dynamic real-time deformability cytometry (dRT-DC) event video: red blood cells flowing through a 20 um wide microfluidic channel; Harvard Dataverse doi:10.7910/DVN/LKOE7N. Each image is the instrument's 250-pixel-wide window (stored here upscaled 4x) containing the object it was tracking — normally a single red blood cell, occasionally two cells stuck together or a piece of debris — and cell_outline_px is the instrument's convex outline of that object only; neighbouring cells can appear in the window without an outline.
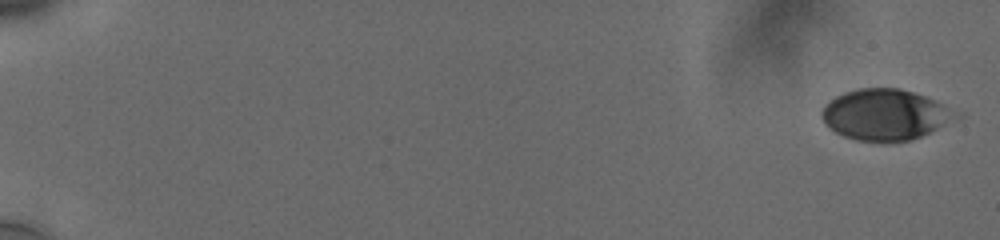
{"species": "human", "species_latin": "Homo sapiens", "temperature_condition": "cold", "stored_images_in_passage": 24, "camera_frame_rate_fps": 3000, "um_per_image_px": 0.085, "donor": {"sex": "male"}, "frame": {"image": 1, "passage_image": 1, "time_ms": 0.0, "image_size_px": [1000, 240], "cell_outline_px": [[944, 108], [940, 124], [936, 128], [920, 136], [908, 140], [856, 140], [844, 136], [836, 132], [824, 124], [820, 116], [820, 112], [824, 104], [836, 96], [844, 92], [856, 88], [900, 88], [936, 100]], "centroid_in_image_um": [74.94, 9.71], "position_along_channel_um": 10.1, "area_um2": 37.63}}
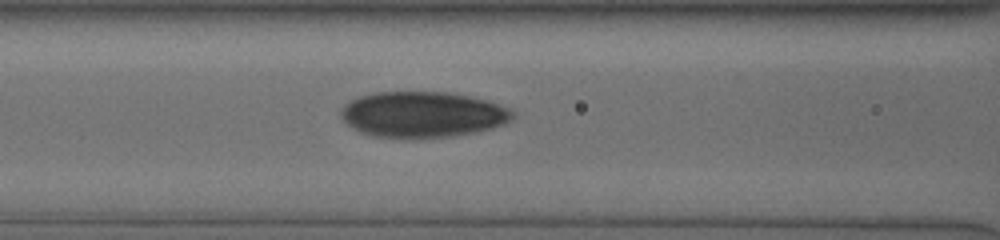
{"frame": {"image": 2, "passage_image": 19, "time_ms": 8.667, "image_size_px": [1000, 240], "cell_outline_px": [[516, 116], [512, 120], [504, 124], [472, 132], [452, 136], [372, 136], [360, 132], [348, 124], [340, 116], [340, 112], [344, 104], [360, 96], [376, 92], [448, 92], [468, 96], [484, 100], [508, 108]], "centroid_in_image_um": [35.9, 9.7], "position_along_channel_um": 130.7, "area_um2": 44.85}}
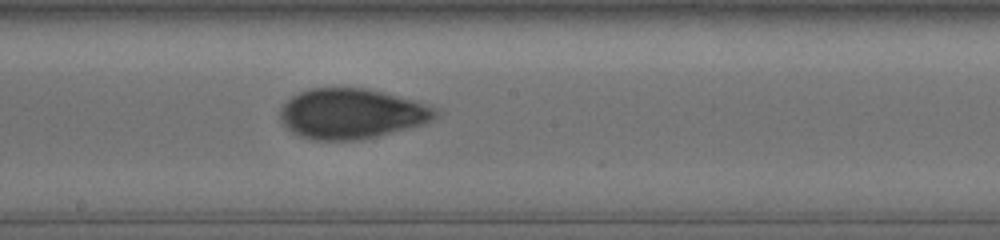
{"frame": {"image": 3, "passage_image": 24, "time_ms": 11.0, "image_size_px": [1000, 240], "cell_outline_px": [[440, 112], [432, 120], [424, 124], [360, 140], [312, 140], [300, 136], [292, 132], [280, 120], [280, 108], [292, 96], [300, 92], [312, 88], [368, 88], [416, 100], [440, 108]], "centroid_in_image_um": [29.92, 9.66], "position_along_channel_um": 218.3, "area_um2": 45.66}}